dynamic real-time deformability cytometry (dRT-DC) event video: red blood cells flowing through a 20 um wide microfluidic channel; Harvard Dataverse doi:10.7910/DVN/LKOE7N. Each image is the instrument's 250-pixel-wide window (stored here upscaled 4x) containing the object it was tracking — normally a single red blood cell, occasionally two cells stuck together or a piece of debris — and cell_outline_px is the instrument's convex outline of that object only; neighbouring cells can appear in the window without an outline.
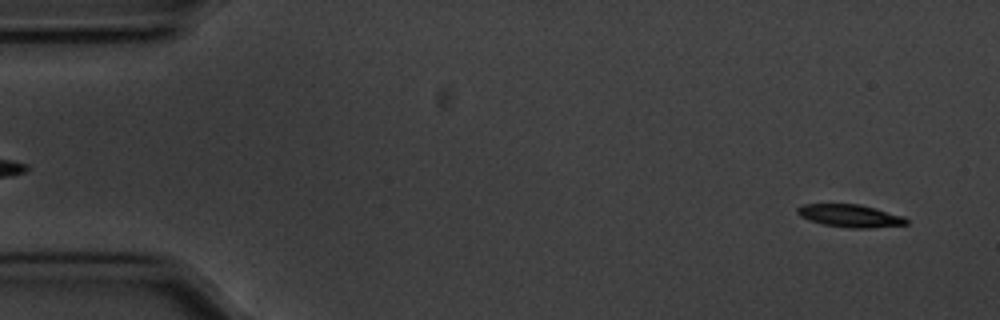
{"species": "common noctule bat (a hibernating species)", "species_latin": "Nyctalus noctula", "temperature_condition": "cold", "stored_images_in_passage": 57, "segment_of_instrument_passage": [1, 2], "camera_frame_rate_fps": 3000, "um_per_image_px": 0.085, "animal": {"sex": "male", "body_mass_g": 20.1, "forearm_length_mm": 53.5}, "frame": {"image": 1, "passage_image": 3, "time_ms": 0.667, "image_size_px": [1000, 320], "cell_outline_px": [[908, 224], [872, 228], [848, 228], [824, 224], [808, 220], [800, 216], [796, 212], [796, 208], [804, 204], [860, 204], [876, 208], [904, 216], [908, 220]], "centroid_in_image_um": [72.27, 18.34], "position_along_channel_um": 12.7, "area_um2": 14.51}}
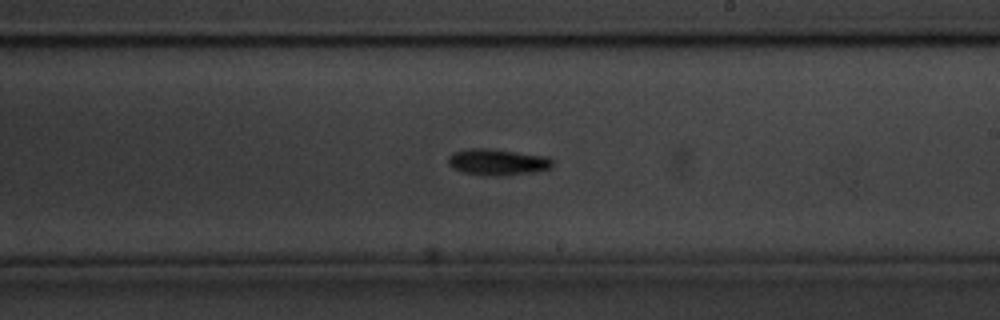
{"frame": {"image": 2, "passage_image": 32, "time_ms": 10.333, "image_size_px": [1000, 320], "cell_outline_px": [[552, 164], [548, 168], [532, 172], [488, 176], [464, 172], [452, 168], [448, 164], [448, 156], [456, 152], [468, 148], [488, 148], [548, 156], [552, 160]], "centroid_in_image_um": [42.25, 13.76], "position_along_channel_um": 246.8, "area_um2": 15.72}}
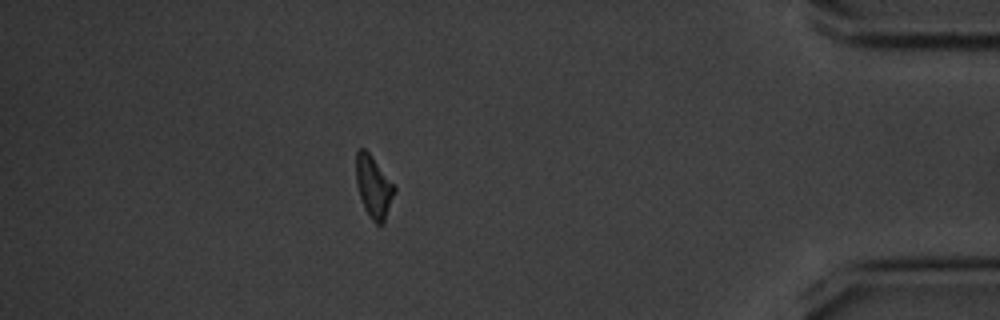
{"frame": {"image": 3, "passage_image": 49, "time_ms": 16.0, "image_size_px": [1000, 320], "cell_outline_px": [[396, 192], [384, 224], [376, 224], [372, 220], [364, 208], [356, 184], [356, 152], [360, 148], [364, 148], [372, 156], [396, 188]], "centroid_in_image_um": [31.76, 15.9], "position_along_channel_um": 403.4, "area_um2": 13.87}}